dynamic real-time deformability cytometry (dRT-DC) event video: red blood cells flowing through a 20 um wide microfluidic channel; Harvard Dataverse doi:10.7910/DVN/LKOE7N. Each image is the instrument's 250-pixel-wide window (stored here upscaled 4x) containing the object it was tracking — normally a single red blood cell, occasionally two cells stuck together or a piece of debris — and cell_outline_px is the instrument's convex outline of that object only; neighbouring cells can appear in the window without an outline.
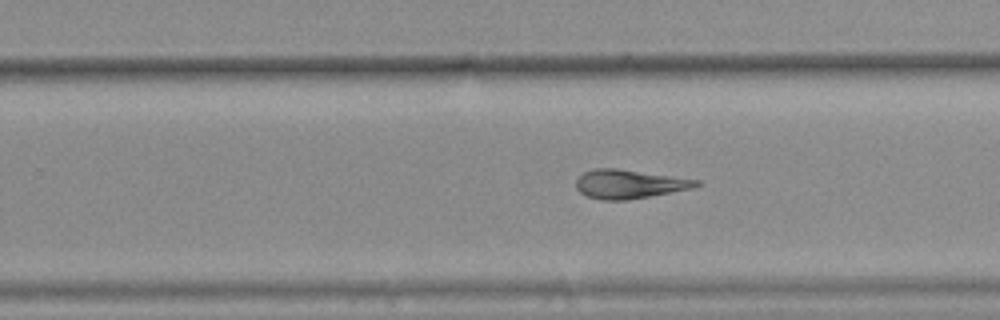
{"species": "common noctule bat (a hibernating species)", "species_latin": "Nyctalus noctula", "temperature_condition": "warm", "stored_images_in_passage": 31, "camera_frame_rate_fps": 3000, "um_per_image_px": 0.085, "animal": {"sex": "female", "body_mass_g": 25.1}, "frame": {"image": 1, "passage_image": 18, "time_ms": 5.667, "image_size_px": [1000, 320], "cell_outline_px": [[704, 184], [692, 188], [628, 200], [600, 200], [588, 196], [580, 192], [576, 188], [576, 180], [584, 172], [596, 168], [616, 168], [700, 180]], "centroid_in_image_um": [53.49, 15.64], "position_along_channel_um": 276.3, "area_um2": 20.11}}
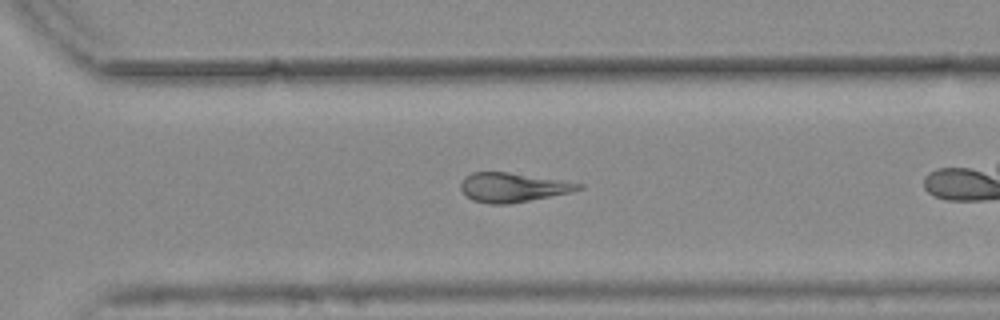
{"frame": {"image": 2, "passage_image": 22, "time_ms": 7.0, "image_size_px": [1000, 320], "cell_outline_px": [[584, 188], [572, 192], [508, 204], [488, 204], [472, 200], [460, 188], [460, 184], [464, 176], [472, 172], [508, 172], [560, 180], [584, 184]], "centroid_in_image_um": [43.58, 15.92], "position_along_channel_um": 327.0, "area_um2": 20.0}, "authors_computed_cell_mechanics": {"area_um2": 20.4034, "velocity_mm_per_s": 3.7922, "shape_relaxation_time_tau1_ms": null, "shape_relaxation_time_tau2_ms": 5.717, "deformation_change_tau1": null, "deformation_change_tau2": 0.1914}}